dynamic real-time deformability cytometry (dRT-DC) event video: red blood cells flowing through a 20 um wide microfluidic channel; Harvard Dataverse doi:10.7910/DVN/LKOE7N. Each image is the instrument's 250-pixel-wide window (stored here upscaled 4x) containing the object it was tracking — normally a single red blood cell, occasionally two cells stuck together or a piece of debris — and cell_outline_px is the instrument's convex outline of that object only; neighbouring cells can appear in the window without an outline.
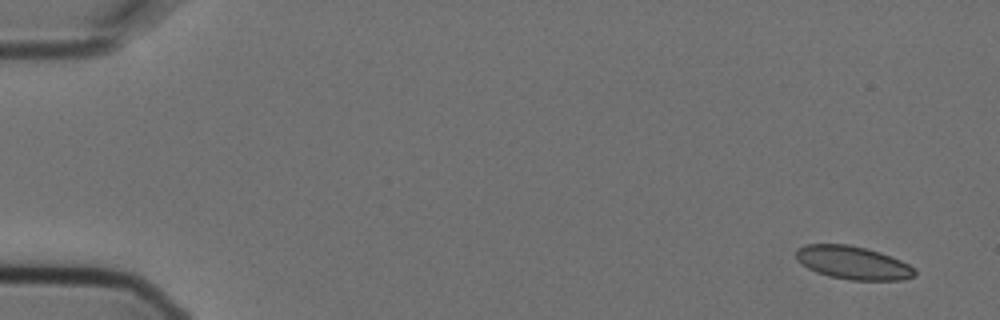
{"species": "Egyptian fruit bat (a non-hibernating species)", "species_latin": "Rousettus aegyptiacus", "temperature_condition": "cold", "stored_images_in_passage": 6, "segment_of_instrument_passage": [2, 2], "camera_frame_rate_fps": 3000, "um_per_image_px": 0.085, "animal": {"sex": "female"}, "frame": {"image": 1, "passage_image": 6, "time_ms": 1.667, "image_size_px": [1000, 320], "cell_outline_px": [[916, 276], [904, 280], [848, 280], [828, 276], [816, 272], [808, 268], [796, 260], [796, 252], [800, 248], [808, 244], [848, 244], [880, 252], [900, 260], [916, 268]], "centroid_in_image_um": [72.53, 22.35], "position_along_channel_um": 12.5, "area_um2": 23.0}}